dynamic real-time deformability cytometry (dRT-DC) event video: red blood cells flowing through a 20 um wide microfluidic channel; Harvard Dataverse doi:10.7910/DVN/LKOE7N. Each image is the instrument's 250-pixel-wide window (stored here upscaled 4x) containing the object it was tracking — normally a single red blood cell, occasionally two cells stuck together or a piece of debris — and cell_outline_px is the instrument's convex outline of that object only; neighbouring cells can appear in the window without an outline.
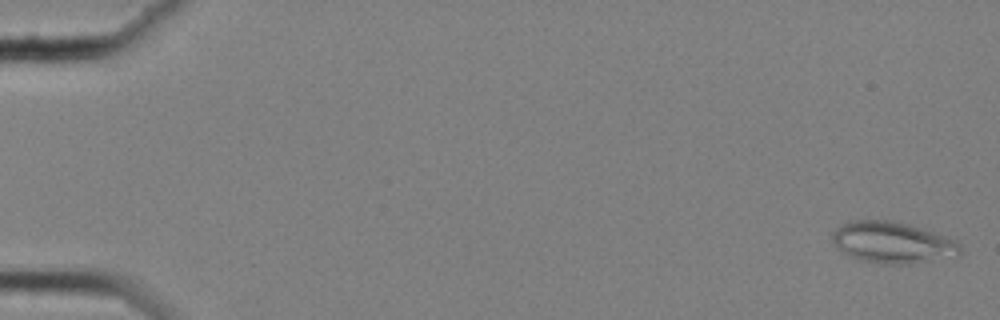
{"species": "common noctule bat (a hibernating species)", "species_latin": "Nyctalus noctula", "temperature_condition": "cold", "stored_images_in_passage": 59, "camera_frame_rate_fps": 3000, "um_per_image_px": 0.085, "animal": {"sex": "female", "body_mass_g": 25.1}, "frame": {"image": 1, "passage_image": 2, "time_ms": 0.333, "image_size_px": [1000, 320], "cell_outline_px": [[960, 256], [904, 264], [884, 264], [860, 260], [844, 252], [832, 240], [832, 232], [840, 224], [848, 220], [892, 220], [908, 224], [956, 240], [960, 244]], "centroid_in_image_um": [75.86, 20.6], "position_along_channel_um": 9.1, "area_um2": 30.63}}
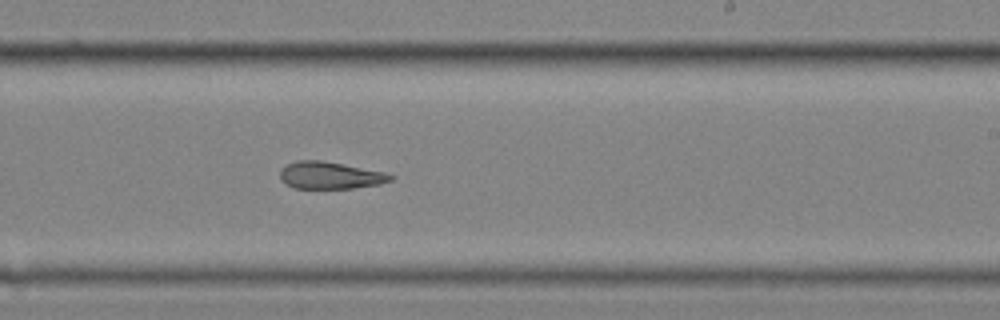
{"frame": {"image": 2, "passage_image": 37, "time_ms": 12.0, "image_size_px": [1000, 320], "cell_outline_px": [[396, 176], [392, 180], [380, 184], [352, 188], [292, 188], [280, 180], [280, 168], [296, 160], [320, 160], [384, 172]], "centroid_in_image_um": [28.03, 14.91], "position_along_channel_um": 261.0, "area_um2": 17.46}}
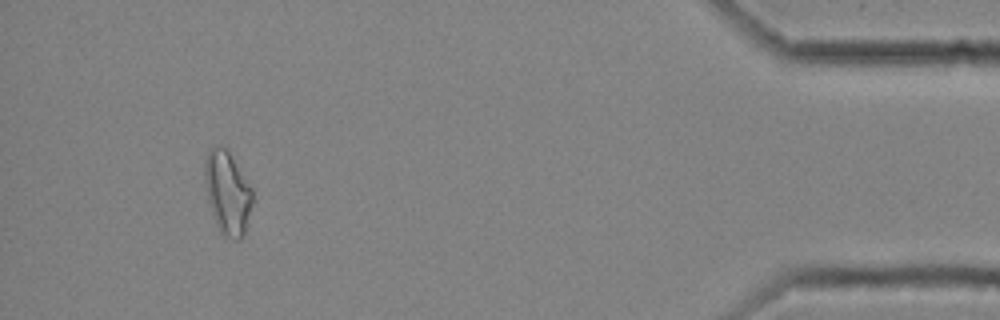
{"frame": {"image": 3, "passage_image": 55, "time_ms": 18.0, "image_size_px": [1000, 320], "cell_outline_px": [[252, 204], [244, 232], [240, 240], [232, 240], [224, 236], [220, 232], [216, 224], [208, 200], [204, 180], [204, 160], [208, 148], [220, 144], [228, 148], [252, 188]], "centroid_in_image_um": [19.31, 16.32], "position_along_channel_um": 415.9, "area_um2": 23.47}, "authors_computed_cell_mechanics": {"area_um2": 21.1548, "velocity_mm_per_s": 3.5388, "shape_relaxation_time_tau1_ms": null, "shape_relaxation_time_tau2_ms": 8.8257, "deformation_change_tau1": null, "deformation_change_tau2": 0.1886}}